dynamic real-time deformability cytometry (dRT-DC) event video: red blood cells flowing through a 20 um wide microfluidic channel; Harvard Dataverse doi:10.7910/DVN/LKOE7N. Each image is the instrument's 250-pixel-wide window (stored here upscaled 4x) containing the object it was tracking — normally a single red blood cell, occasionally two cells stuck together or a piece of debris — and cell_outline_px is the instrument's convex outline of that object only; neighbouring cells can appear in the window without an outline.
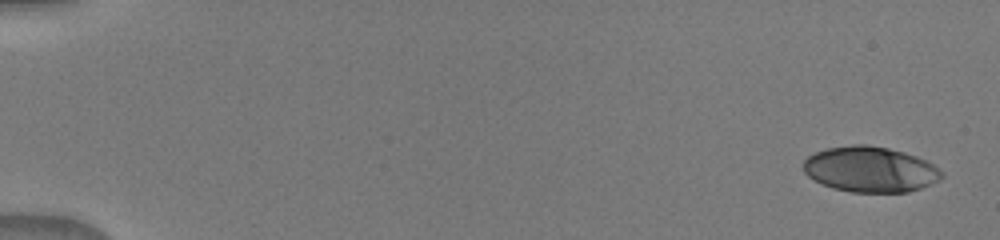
{"species": "human", "species_latin": "Homo sapiens", "temperature_condition": "warm", "stored_images_in_passage": 50, "camera_frame_rate_fps": 3000, "um_per_image_px": 0.085, "donor": {"sex": "male"}, "frame": {"image": 1, "passage_image": 1, "time_ms": 0.0, "image_size_px": [1000, 240], "cell_outline_px": [[944, 176], [940, 180], [932, 184], [908, 192], [852, 192], [832, 188], [808, 176], [804, 172], [804, 160], [808, 156], [816, 152], [828, 148], [852, 144], [864, 144], [888, 148], [904, 152], [916, 156], [932, 164], [944, 172]], "centroid_in_image_um": [73.99, 14.4], "position_along_channel_um": 11.0, "area_um2": 36.65}}
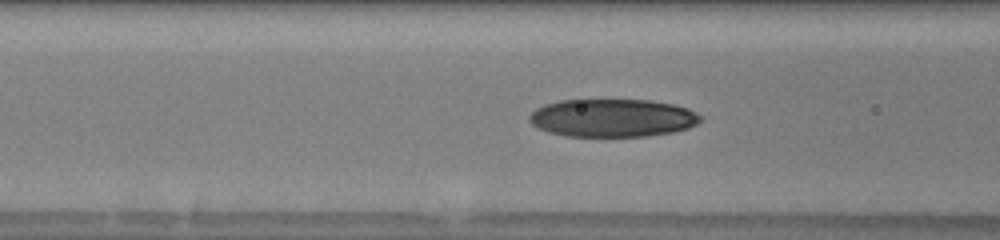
{"frame": {"image": 2, "passage_image": 21, "time_ms": 6.667, "image_size_px": [1000, 240], "cell_outline_px": [[704, 120], [688, 128], [672, 132], [648, 136], [564, 136], [548, 132], [532, 124], [528, 120], [528, 116], [536, 108], [544, 104], [560, 100], [652, 100], [672, 104], [688, 108], [704, 116]], "centroid_in_image_um": [52.08, 10.02], "position_along_channel_um": 114.5, "area_um2": 38.15}}
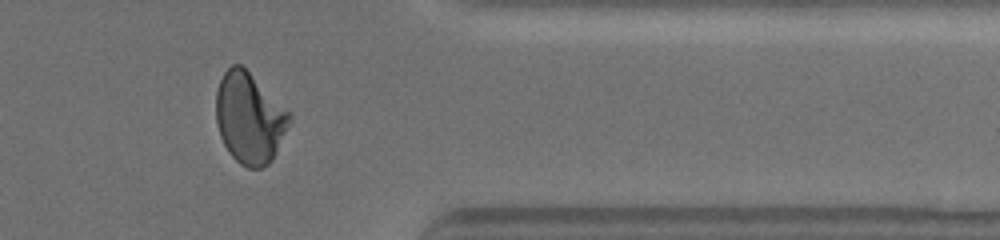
{"frame": {"image": 3, "passage_image": 42, "time_ms": 13.667, "image_size_px": [1000, 240], "cell_outline_px": [[292, 116], [276, 152], [272, 160], [268, 164], [260, 168], [248, 168], [240, 164], [228, 152], [220, 136], [216, 120], [216, 92], [220, 80], [224, 72], [232, 64], [240, 64], [292, 112]], "centroid_in_image_um": [21.2, 10.03], "position_along_channel_um": 390.2, "area_um2": 38.78}}